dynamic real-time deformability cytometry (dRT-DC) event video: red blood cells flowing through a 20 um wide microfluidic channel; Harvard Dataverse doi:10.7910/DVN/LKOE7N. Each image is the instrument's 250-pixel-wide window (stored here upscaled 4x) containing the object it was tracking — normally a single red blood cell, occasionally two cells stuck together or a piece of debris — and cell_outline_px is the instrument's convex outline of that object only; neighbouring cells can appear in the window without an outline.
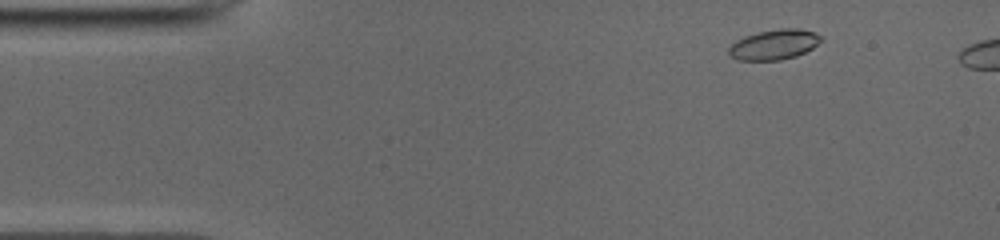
{"species": "common noctule bat (a hibernating species)", "species_latin": "Nyctalus noctula", "temperature_condition": "cold", "stored_images_in_passage": 43, "camera_frame_rate_fps": 3000, "um_per_image_px": 0.085, "animal": {"sex": "male", "body_mass_g": 19.0, "forearm_length_mm": 50.8}, "frame": {"image": 1, "passage_image": 3, "time_ms": 0.667, "image_size_px": [1000, 240], "cell_outline_px": [[824, 40], [812, 48], [796, 56], [780, 60], [736, 60], [728, 52], [728, 48], [736, 40], [744, 36], [760, 32], [784, 28], [796, 28], [816, 32], [824, 36]], "centroid_in_image_um": [65.84, 3.78], "position_along_channel_um": 19.2, "area_um2": 16.24}}
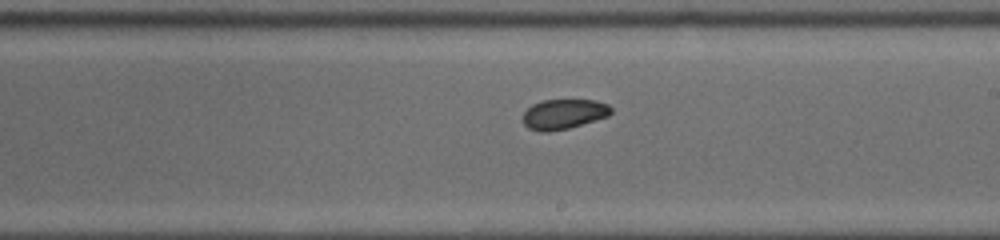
{"frame": {"image": 2, "passage_image": 26, "time_ms": 8.333, "image_size_px": [1000, 240], "cell_outline_px": [[612, 112], [608, 116], [568, 128], [548, 132], [540, 132], [528, 128], [524, 124], [524, 112], [532, 104], [540, 100], [596, 100], [608, 104], [612, 108]], "centroid_in_image_um": [47.91, 9.69], "position_along_channel_um": 241.1, "area_um2": 15.37}}
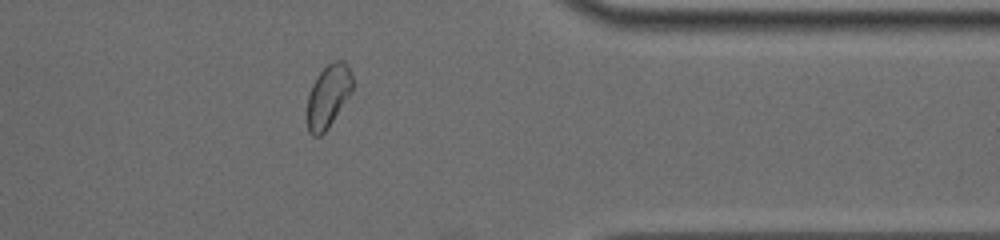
{"frame": {"image": 3, "passage_image": 38, "time_ms": 12.333, "image_size_px": [1000, 240], "cell_outline_px": [[352, 92], [328, 128], [320, 136], [312, 136], [308, 132], [308, 92], [316, 76], [332, 60], [344, 60], [348, 64], [352, 76]], "centroid_in_image_um": [27.9, 8.14], "position_along_channel_um": 383.5, "area_um2": 16.7}}